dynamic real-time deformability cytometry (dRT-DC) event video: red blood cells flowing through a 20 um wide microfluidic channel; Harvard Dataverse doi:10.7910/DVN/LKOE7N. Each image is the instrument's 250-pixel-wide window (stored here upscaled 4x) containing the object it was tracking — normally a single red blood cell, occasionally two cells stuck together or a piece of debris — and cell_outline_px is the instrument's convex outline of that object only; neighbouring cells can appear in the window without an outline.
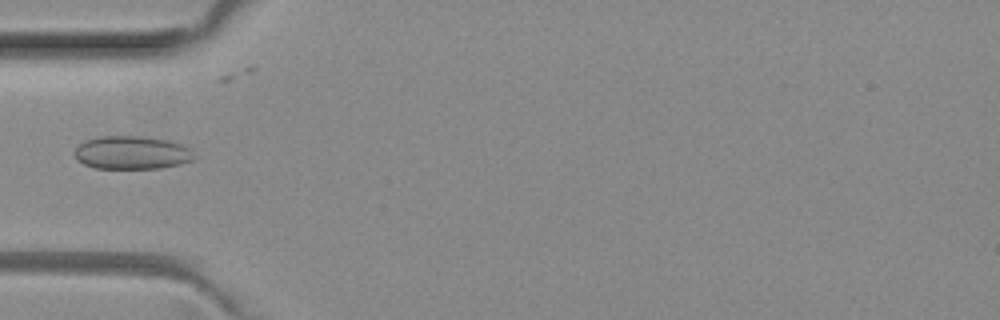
{"species": "common noctule bat (a hibernating species)", "species_latin": "Nyctalus noctula", "temperature_condition": "room temperature", "stored_images_in_passage": 6, "camera_frame_rate_fps": 3000, "um_per_image_px": 0.085, "animal": {"sex": "female", "body_mass_g": 29.2, "forearm_length_mm": 56.3}, "frame": {"image": 1, "passage_image": 5, "time_ms": 1.333, "image_size_px": [1000, 320], "cell_outline_px": [[196, 156], [192, 160], [180, 164], [160, 168], [96, 168], [84, 164], [76, 160], [76, 148], [84, 140], [100, 136], [140, 136], [168, 140], [192, 148]], "centroid_in_image_um": [11.23, 12.97], "position_along_channel_um": 73.8, "area_um2": 23.18}}